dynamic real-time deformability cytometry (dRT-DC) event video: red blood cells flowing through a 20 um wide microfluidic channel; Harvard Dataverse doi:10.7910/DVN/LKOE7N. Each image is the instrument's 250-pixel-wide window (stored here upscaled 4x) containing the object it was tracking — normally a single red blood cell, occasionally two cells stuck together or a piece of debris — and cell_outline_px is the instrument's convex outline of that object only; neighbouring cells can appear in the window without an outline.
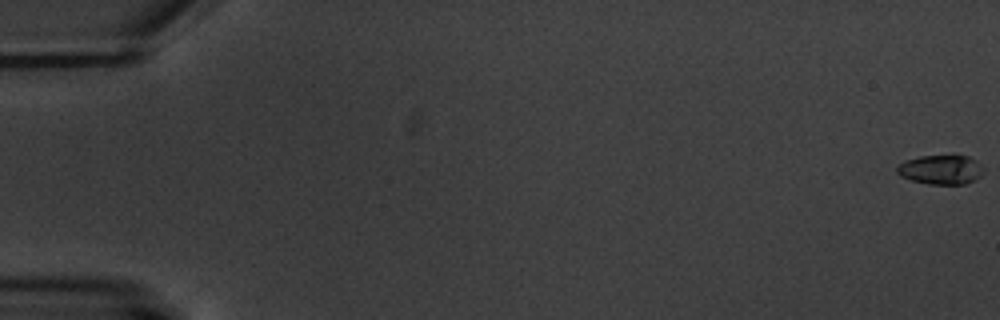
{"species": "common noctule bat (a hibernating species)", "species_latin": "Nyctalus noctula", "temperature_condition": "warm", "stored_images_in_passage": 7, "camera_frame_rate_fps": 3000, "um_per_image_px": 0.085, "animal": {"sex": "male", "body_mass_g": 20.1, "forearm_length_mm": 53.5}, "frame": {"image": 1, "passage_image": 1, "time_ms": 0.0, "image_size_px": [1000, 320], "cell_outline_px": [[984, 172], [976, 180], [968, 184], [928, 184], [912, 180], [900, 176], [896, 172], [896, 168], [904, 160], [920, 156], [952, 152], [968, 156], [976, 160], [984, 168]], "centroid_in_image_um": [80.01, 14.37], "position_along_channel_um": 5.0, "area_um2": 15.61}}